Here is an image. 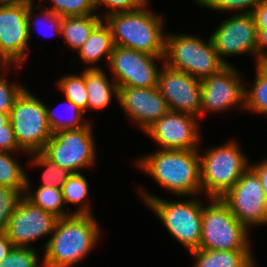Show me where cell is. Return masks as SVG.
<instances>
[{
    "label": "cell",
    "instance_id": "1",
    "mask_svg": "<svg viewBox=\"0 0 267 267\" xmlns=\"http://www.w3.org/2000/svg\"><path fill=\"white\" fill-rule=\"evenodd\" d=\"M93 215L58 218L52 237L43 246V267H73L89 255L100 235Z\"/></svg>",
    "mask_w": 267,
    "mask_h": 267
},
{
    "label": "cell",
    "instance_id": "2",
    "mask_svg": "<svg viewBox=\"0 0 267 267\" xmlns=\"http://www.w3.org/2000/svg\"><path fill=\"white\" fill-rule=\"evenodd\" d=\"M199 149H162L136 160L137 166L147 172L162 187L181 195L200 194Z\"/></svg>",
    "mask_w": 267,
    "mask_h": 267
},
{
    "label": "cell",
    "instance_id": "3",
    "mask_svg": "<svg viewBox=\"0 0 267 267\" xmlns=\"http://www.w3.org/2000/svg\"><path fill=\"white\" fill-rule=\"evenodd\" d=\"M149 1L135 10L116 12L103 18L111 30L114 45L164 56L163 19L147 10Z\"/></svg>",
    "mask_w": 267,
    "mask_h": 267
},
{
    "label": "cell",
    "instance_id": "4",
    "mask_svg": "<svg viewBox=\"0 0 267 267\" xmlns=\"http://www.w3.org/2000/svg\"><path fill=\"white\" fill-rule=\"evenodd\" d=\"M164 64L202 80L218 73L226 65L220 60L211 37L204 40L193 35H166Z\"/></svg>",
    "mask_w": 267,
    "mask_h": 267
},
{
    "label": "cell",
    "instance_id": "5",
    "mask_svg": "<svg viewBox=\"0 0 267 267\" xmlns=\"http://www.w3.org/2000/svg\"><path fill=\"white\" fill-rule=\"evenodd\" d=\"M202 191L208 198H222L250 167L247 157L234 141L199 155Z\"/></svg>",
    "mask_w": 267,
    "mask_h": 267
},
{
    "label": "cell",
    "instance_id": "6",
    "mask_svg": "<svg viewBox=\"0 0 267 267\" xmlns=\"http://www.w3.org/2000/svg\"><path fill=\"white\" fill-rule=\"evenodd\" d=\"M155 212L168 232L189 251L198 249L201 241L203 204L191 198L188 201H168L147 192L141 195Z\"/></svg>",
    "mask_w": 267,
    "mask_h": 267
},
{
    "label": "cell",
    "instance_id": "7",
    "mask_svg": "<svg viewBox=\"0 0 267 267\" xmlns=\"http://www.w3.org/2000/svg\"><path fill=\"white\" fill-rule=\"evenodd\" d=\"M203 206L201 241L198 249L250 250L248 229L231 213L221 198Z\"/></svg>",
    "mask_w": 267,
    "mask_h": 267
},
{
    "label": "cell",
    "instance_id": "8",
    "mask_svg": "<svg viewBox=\"0 0 267 267\" xmlns=\"http://www.w3.org/2000/svg\"><path fill=\"white\" fill-rule=\"evenodd\" d=\"M9 118L22 152H42L53 135L48 124L45 104L25 89L15 101Z\"/></svg>",
    "mask_w": 267,
    "mask_h": 267
},
{
    "label": "cell",
    "instance_id": "9",
    "mask_svg": "<svg viewBox=\"0 0 267 267\" xmlns=\"http://www.w3.org/2000/svg\"><path fill=\"white\" fill-rule=\"evenodd\" d=\"M90 123L85 127L55 132L42 153L55 164L79 173V169L91 167L95 162V143Z\"/></svg>",
    "mask_w": 267,
    "mask_h": 267
},
{
    "label": "cell",
    "instance_id": "10",
    "mask_svg": "<svg viewBox=\"0 0 267 267\" xmlns=\"http://www.w3.org/2000/svg\"><path fill=\"white\" fill-rule=\"evenodd\" d=\"M234 217L247 229L267 224V201L261 181L249 167L235 185L221 198Z\"/></svg>",
    "mask_w": 267,
    "mask_h": 267
},
{
    "label": "cell",
    "instance_id": "11",
    "mask_svg": "<svg viewBox=\"0 0 267 267\" xmlns=\"http://www.w3.org/2000/svg\"><path fill=\"white\" fill-rule=\"evenodd\" d=\"M153 56L145 52L114 45L109 64L119 87L150 88L158 86L160 70Z\"/></svg>",
    "mask_w": 267,
    "mask_h": 267
},
{
    "label": "cell",
    "instance_id": "12",
    "mask_svg": "<svg viewBox=\"0 0 267 267\" xmlns=\"http://www.w3.org/2000/svg\"><path fill=\"white\" fill-rule=\"evenodd\" d=\"M27 12L28 3L0 7V61L4 70L10 68L13 62L16 68L21 67L28 56Z\"/></svg>",
    "mask_w": 267,
    "mask_h": 267
},
{
    "label": "cell",
    "instance_id": "13",
    "mask_svg": "<svg viewBox=\"0 0 267 267\" xmlns=\"http://www.w3.org/2000/svg\"><path fill=\"white\" fill-rule=\"evenodd\" d=\"M210 36L220 60L230 65L223 56L252 54L256 57L258 30L251 13H238L224 20Z\"/></svg>",
    "mask_w": 267,
    "mask_h": 267
},
{
    "label": "cell",
    "instance_id": "14",
    "mask_svg": "<svg viewBox=\"0 0 267 267\" xmlns=\"http://www.w3.org/2000/svg\"><path fill=\"white\" fill-rule=\"evenodd\" d=\"M240 73L232 65H226L218 73L201 80V111L222 112L235 104L245 108V89Z\"/></svg>",
    "mask_w": 267,
    "mask_h": 267
},
{
    "label": "cell",
    "instance_id": "15",
    "mask_svg": "<svg viewBox=\"0 0 267 267\" xmlns=\"http://www.w3.org/2000/svg\"><path fill=\"white\" fill-rule=\"evenodd\" d=\"M57 220L54 214L35 206L23 195L5 233L14 247H31L32 241L54 232Z\"/></svg>",
    "mask_w": 267,
    "mask_h": 267
},
{
    "label": "cell",
    "instance_id": "16",
    "mask_svg": "<svg viewBox=\"0 0 267 267\" xmlns=\"http://www.w3.org/2000/svg\"><path fill=\"white\" fill-rule=\"evenodd\" d=\"M157 87L170 111L189 113L200 118L201 80L164 64Z\"/></svg>",
    "mask_w": 267,
    "mask_h": 267
},
{
    "label": "cell",
    "instance_id": "17",
    "mask_svg": "<svg viewBox=\"0 0 267 267\" xmlns=\"http://www.w3.org/2000/svg\"><path fill=\"white\" fill-rule=\"evenodd\" d=\"M197 121L192 114L169 110L145 132L163 149H199Z\"/></svg>",
    "mask_w": 267,
    "mask_h": 267
},
{
    "label": "cell",
    "instance_id": "18",
    "mask_svg": "<svg viewBox=\"0 0 267 267\" xmlns=\"http://www.w3.org/2000/svg\"><path fill=\"white\" fill-rule=\"evenodd\" d=\"M118 102L144 131L169 111L158 87H119Z\"/></svg>",
    "mask_w": 267,
    "mask_h": 267
},
{
    "label": "cell",
    "instance_id": "19",
    "mask_svg": "<svg viewBox=\"0 0 267 267\" xmlns=\"http://www.w3.org/2000/svg\"><path fill=\"white\" fill-rule=\"evenodd\" d=\"M85 83L88 97L87 110H100L107 107L112 100V94L118 100L119 88L115 81L107 79L104 71L98 67H87Z\"/></svg>",
    "mask_w": 267,
    "mask_h": 267
},
{
    "label": "cell",
    "instance_id": "20",
    "mask_svg": "<svg viewBox=\"0 0 267 267\" xmlns=\"http://www.w3.org/2000/svg\"><path fill=\"white\" fill-rule=\"evenodd\" d=\"M195 259L194 267H255L251 250H205L189 251Z\"/></svg>",
    "mask_w": 267,
    "mask_h": 267
},
{
    "label": "cell",
    "instance_id": "21",
    "mask_svg": "<svg viewBox=\"0 0 267 267\" xmlns=\"http://www.w3.org/2000/svg\"><path fill=\"white\" fill-rule=\"evenodd\" d=\"M105 24V25H104ZM114 43L109 26L102 20L90 33L89 38L78 50L83 62L90 66L106 57L109 62Z\"/></svg>",
    "mask_w": 267,
    "mask_h": 267
},
{
    "label": "cell",
    "instance_id": "22",
    "mask_svg": "<svg viewBox=\"0 0 267 267\" xmlns=\"http://www.w3.org/2000/svg\"><path fill=\"white\" fill-rule=\"evenodd\" d=\"M102 19L97 14L62 17L60 34L68 46L78 51Z\"/></svg>",
    "mask_w": 267,
    "mask_h": 267
},
{
    "label": "cell",
    "instance_id": "23",
    "mask_svg": "<svg viewBox=\"0 0 267 267\" xmlns=\"http://www.w3.org/2000/svg\"><path fill=\"white\" fill-rule=\"evenodd\" d=\"M29 185V179H27V188L24 196L35 206H38L46 212L54 214L58 218L68 217L73 214H70V212L67 213L65 212L66 210H63L65 202L62 188L38 186L37 191L32 194V192L28 190L30 188Z\"/></svg>",
    "mask_w": 267,
    "mask_h": 267
},
{
    "label": "cell",
    "instance_id": "24",
    "mask_svg": "<svg viewBox=\"0 0 267 267\" xmlns=\"http://www.w3.org/2000/svg\"><path fill=\"white\" fill-rule=\"evenodd\" d=\"M254 87L245 89V108L267 115V63L256 64Z\"/></svg>",
    "mask_w": 267,
    "mask_h": 267
},
{
    "label": "cell",
    "instance_id": "25",
    "mask_svg": "<svg viewBox=\"0 0 267 267\" xmlns=\"http://www.w3.org/2000/svg\"><path fill=\"white\" fill-rule=\"evenodd\" d=\"M9 154L11 152L0 151V186L12 187L24 195L28 177L18 160Z\"/></svg>",
    "mask_w": 267,
    "mask_h": 267
},
{
    "label": "cell",
    "instance_id": "26",
    "mask_svg": "<svg viewBox=\"0 0 267 267\" xmlns=\"http://www.w3.org/2000/svg\"><path fill=\"white\" fill-rule=\"evenodd\" d=\"M88 182L80 173H72L62 186V193L65 204L72 203L80 205V208L73 214L91 215L89 204L85 203V198L88 195ZM84 201V202H83Z\"/></svg>",
    "mask_w": 267,
    "mask_h": 267
},
{
    "label": "cell",
    "instance_id": "27",
    "mask_svg": "<svg viewBox=\"0 0 267 267\" xmlns=\"http://www.w3.org/2000/svg\"><path fill=\"white\" fill-rule=\"evenodd\" d=\"M58 87L67 99L77 105L83 112H86L88 97L84 73L63 76L58 81Z\"/></svg>",
    "mask_w": 267,
    "mask_h": 267
},
{
    "label": "cell",
    "instance_id": "28",
    "mask_svg": "<svg viewBox=\"0 0 267 267\" xmlns=\"http://www.w3.org/2000/svg\"><path fill=\"white\" fill-rule=\"evenodd\" d=\"M64 104H66L67 108L71 110L72 115L71 118L66 120H63L62 118L60 119V116L57 114V112L55 113L54 110H51L45 105L48 124L53 134L58 131L79 129L85 127L89 123L87 121L83 122L84 112L77 105L67 98Z\"/></svg>",
    "mask_w": 267,
    "mask_h": 267
},
{
    "label": "cell",
    "instance_id": "29",
    "mask_svg": "<svg viewBox=\"0 0 267 267\" xmlns=\"http://www.w3.org/2000/svg\"><path fill=\"white\" fill-rule=\"evenodd\" d=\"M35 157L32 160L33 165L45 167L42 173V184L40 186H50L54 188H62L72 172L68 169L62 168L59 165L48 159L42 152L33 154Z\"/></svg>",
    "mask_w": 267,
    "mask_h": 267
},
{
    "label": "cell",
    "instance_id": "30",
    "mask_svg": "<svg viewBox=\"0 0 267 267\" xmlns=\"http://www.w3.org/2000/svg\"><path fill=\"white\" fill-rule=\"evenodd\" d=\"M50 1V0H49ZM53 7H46L62 17L84 16L94 14L93 0H51Z\"/></svg>",
    "mask_w": 267,
    "mask_h": 267
},
{
    "label": "cell",
    "instance_id": "31",
    "mask_svg": "<svg viewBox=\"0 0 267 267\" xmlns=\"http://www.w3.org/2000/svg\"><path fill=\"white\" fill-rule=\"evenodd\" d=\"M22 197L19 190L0 186V232H6L9 219Z\"/></svg>",
    "mask_w": 267,
    "mask_h": 267
},
{
    "label": "cell",
    "instance_id": "32",
    "mask_svg": "<svg viewBox=\"0 0 267 267\" xmlns=\"http://www.w3.org/2000/svg\"><path fill=\"white\" fill-rule=\"evenodd\" d=\"M38 262V255L33 247H13L0 261V267H40Z\"/></svg>",
    "mask_w": 267,
    "mask_h": 267
},
{
    "label": "cell",
    "instance_id": "33",
    "mask_svg": "<svg viewBox=\"0 0 267 267\" xmlns=\"http://www.w3.org/2000/svg\"><path fill=\"white\" fill-rule=\"evenodd\" d=\"M261 0H197L201 6L218 11H238L250 8L242 13H251Z\"/></svg>",
    "mask_w": 267,
    "mask_h": 267
},
{
    "label": "cell",
    "instance_id": "34",
    "mask_svg": "<svg viewBox=\"0 0 267 267\" xmlns=\"http://www.w3.org/2000/svg\"><path fill=\"white\" fill-rule=\"evenodd\" d=\"M23 85L8 84L4 76L0 74V112L10 114V111L21 93L26 89Z\"/></svg>",
    "mask_w": 267,
    "mask_h": 267
},
{
    "label": "cell",
    "instance_id": "35",
    "mask_svg": "<svg viewBox=\"0 0 267 267\" xmlns=\"http://www.w3.org/2000/svg\"><path fill=\"white\" fill-rule=\"evenodd\" d=\"M33 7H35L36 9H39V5H37L36 4V6H34L33 5V2L31 1L30 3H28V12H27V19H28V33H29V39H30V34H31V27L32 26H37V24H38V21H37V19H35V20H33V19H31L32 18V9H35V8H33ZM43 11V12H42ZM41 12H42V17H41V19H44L43 21H45V22H47L49 25H50V27L49 28H52L51 29V31L53 32L54 31V33H59L60 34V24H61V20H62V16H60V15H56V14H54L52 11H50V10H48V9H46L45 8V10H41ZM44 14V15H43ZM31 21H33V22H31ZM36 21H37V23H36ZM42 21V25L44 24V22ZM45 27V26H44ZM48 33V32H47ZM54 33H52V35L54 34ZM43 35H45V34H43ZM52 35H50V36H52ZM49 36V35H48Z\"/></svg>",
    "mask_w": 267,
    "mask_h": 267
},
{
    "label": "cell",
    "instance_id": "36",
    "mask_svg": "<svg viewBox=\"0 0 267 267\" xmlns=\"http://www.w3.org/2000/svg\"><path fill=\"white\" fill-rule=\"evenodd\" d=\"M148 0H93L95 9L97 7L105 5L109 7V12L106 15L113 14L116 12L132 11L141 7Z\"/></svg>",
    "mask_w": 267,
    "mask_h": 267
},
{
    "label": "cell",
    "instance_id": "37",
    "mask_svg": "<svg viewBox=\"0 0 267 267\" xmlns=\"http://www.w3.org/2000/svg\"><path fill=\"white\" fill-rule=\"evenodd\" d=\"M0 151H6L11 153L13 151H22L17 144L10 121L5 124V129H0Z\"/></svg>",
    "mask_w": 267,
    "mask_h": 267
},
{
    "label": "cell",
    "instance_id": "38",
    "mask_svg": "<svg viewBox=\"0 0 267 267\" xmlns=\"http://www.w3.org/2000/svg\"><path fill=\"white\" fill-rule=\"evenodd\" d=\"M251 15L256 24L257 30L267 29V0H261V2L254 8Z\"/></svg>",
    "mask_w": 267,
    "mask_h": 267
},
{
    "label": "cell",
    "instance_id": "39",
    "mask_svg": "<svg viewBox=\"0 0 267 267\" xmlns=\"http://www.w3.org/2000/svg\"><path fill=\"white\" fill-rule=\"evenodd\" d=\"M267 29L258 30L257 64L267 63Z\"/></svg>",
    "mask_w": 267,
    "mask_h": 267
},
{
    "label": "cell",
    "instance_id": "40",
    "mask_svg": "<svg viewBox=\"0 0 267 267\" xmlns=\"http://www.w3.org/2000/svg\"><path fill=\"white\" fill-rule=\"evenodd\" d=\"M250 167L256 172L259 176L263 190L265 192V197L267 201V160H262V162L255 164Z\"/></svg>",
    "mask_w": 267,
    "mask_h": 267
},
{
    "label": "cell",
    "instance_id": "41",
    "mask_svg": "<svg viewBox=\"0 0 267 267\" xmlns=\"http://www.w3.org/2000/svg\"><path fill=\"white\" fill-rule=\"evenodd\" d=\"M13 244L5 232H0V261L13 249Z\"/></svg>",
    "mask_w": 267,
    "mask_h": 267
},
{
    "label": "cell",
    "instance_id": "42",
    "mask_svg": "<svg viewBox=\"0 0 267 267\" xmlns=\"http://www.w3.org/2000/svg\"><path fill=\"white\" fill-rule=\"evenodd\" d=\"M30 2L29 0H0V7L16 6Z\"/></svg>",
    "mask_w": 267,
    "mask_h": 267
},
{
    "label": "cell",
    "instance_id": "43",
    "mask_svg": "<svg viewBox=\"0 0 267 267\" xmlns=\"http://www.w3.org/2000/svg\"><path fill=\"white\" fill-rule=\"evenodd\" d=\"M9 121V114L0 112V129H5V124H7Z\"/></svg>",
    "mask_w": 267,
    "mask_h": 267
}]
</instances>
